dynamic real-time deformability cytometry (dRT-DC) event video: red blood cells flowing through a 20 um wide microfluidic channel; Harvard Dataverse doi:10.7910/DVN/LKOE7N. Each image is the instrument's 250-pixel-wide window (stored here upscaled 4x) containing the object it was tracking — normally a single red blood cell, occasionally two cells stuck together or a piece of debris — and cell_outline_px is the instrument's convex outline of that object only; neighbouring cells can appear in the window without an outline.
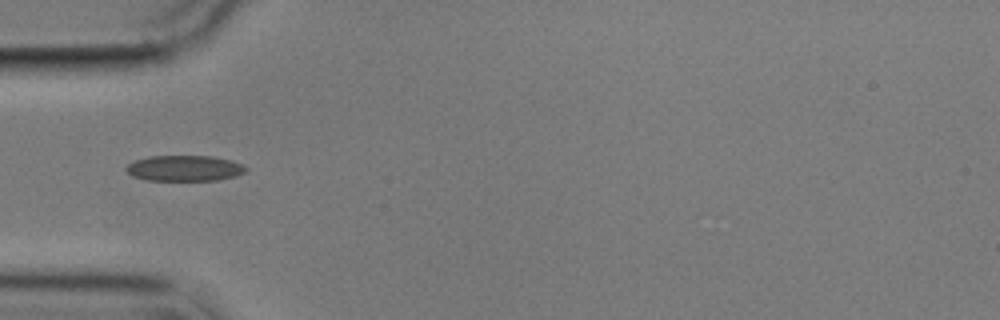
{"species": "common noctule bat (a hibernating species)", "species_latin": "Nyctalus noctula", "temperature_condition": "cold", "stored_images_in_passage": 9, "camera_frame_rate_fps": 3000, "um_per_image_px": 0.085, "animal": {"sex": "male", "body_mass_g": 17.9}, "frame": {"image": 1, "passage_image": 1, "time_ms": 0.0, "image_size_px": [1000, 320], "cell_outline_px": [[248, 168], [244, 172], [236, 176], [216, 180], [148, 180], [132, 176], [124, 168], [128, 164], [136, 160], [148, 156], [212, 156], [232, 160], [244, 164]], "centroid_in_image_um": [15.7, 14.29], "position_along_channel_um": 69.3, "area_um2": 17.98}}
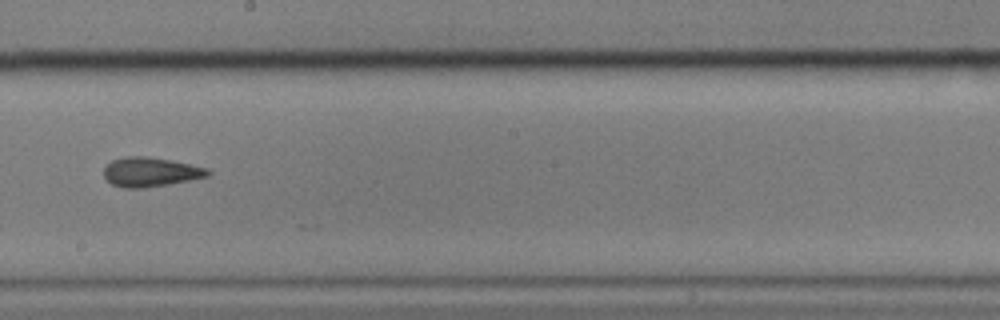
{"frame": {"image": 2, "passage_image": 5, "time_ms": 4.667, "image_size_px": [1000, 320], "cell_outline_px": [[212, 172], [208, 176], [168, 184], [144, 188], [124, 188], [112, 184], [104, 176], [104, 168], [112, 160], [128, 156], [144, 156], [168, 160], [208, 168]], "centroid_in_image_um": [12.78, 14.62], "position_along_channel_um": 235.4, "area_um2": 17.51}}
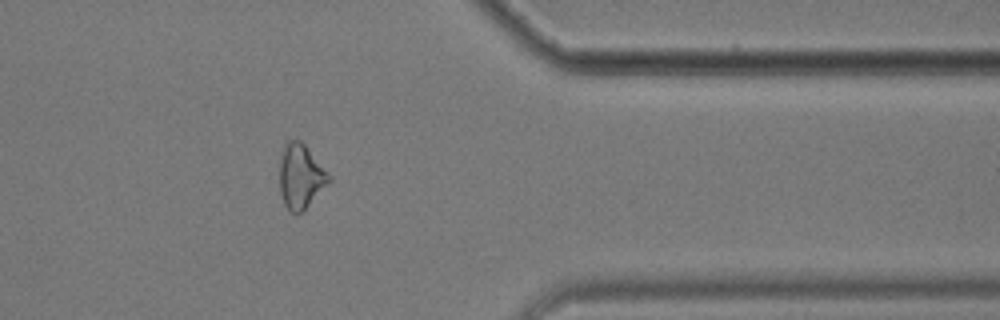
{"frame": {"image": 3, "passage_image": 9, "time_ms": 9.333, "image_size_px": [1000, 320], "cell_outline_px": [[332, 180], [300, 212], [288, 212], [284, 204], [280, 192], [280, 160], [284, 144], [288, 140], [300, 140], [304, 144], [332, 176]], "centroid_in_image_um": [25.55, 14.97], "position_along_channel_um": 385.8, "area_um2": 18.32}}